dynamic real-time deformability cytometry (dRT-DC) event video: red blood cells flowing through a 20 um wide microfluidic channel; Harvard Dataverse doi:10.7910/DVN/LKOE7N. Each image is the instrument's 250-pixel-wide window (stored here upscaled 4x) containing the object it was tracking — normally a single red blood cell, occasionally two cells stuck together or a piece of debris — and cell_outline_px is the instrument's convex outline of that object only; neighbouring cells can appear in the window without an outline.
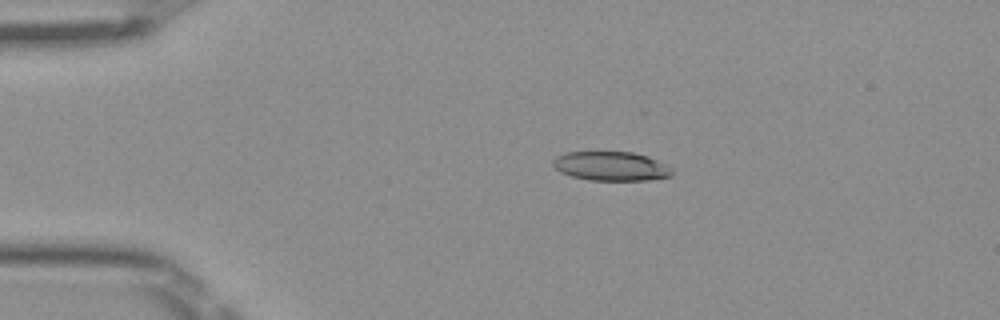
{"species": "Egyptian fruit bat (a non-hibernating species)", "species_latin": "Rousettus aegyptiacus", "temperature_condition": "room temperature", "stored_images_in_passage": 41, "camera_frame_rate_fps": 3000, "um_per_image_px": 0.085, "frame": {"image": 1, "passage_image": 1, "time_ms": 0.0, "image_size_px": [1000, 320], "cell_outline_px": [[672, 172], [668, 176], [648, 180], [588, 180], [572, 176], [560, 172], [552, 164], [552, 160], [556, 156], [568, 152], [632, 152], [648, 156], [672, 168]], "centroid_in_image_um": [51.9, 14.12], "position_along_channel_um": 33.1, "area_um2": 20.06}}
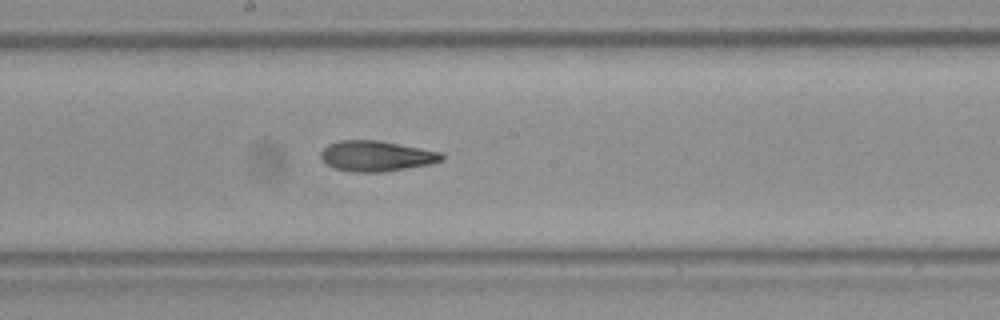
{"frame": {"image": 2, "passage_image": 18, "time_ms": 5.667, "image_size_px": [1000, 320], "cell_outline_px": [[444, 160], [432, 164], [384, 172], [352, 172], [332, 168], [320, 156], [320, 152], [328, 144], [340, 140], [380, 140], [440, 152], [444, 156]], "centroid_in_image_um": [31.99, 13.27], "position_along_channel_um": 216.2, "area_um2": 21.62}}
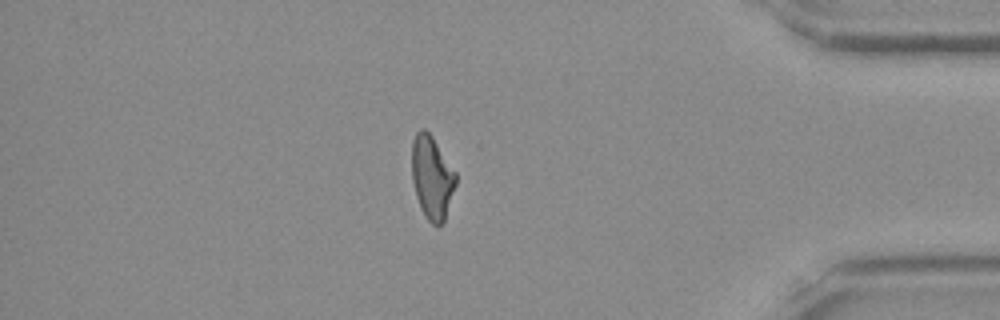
{"frame": {"image": 3, "passage_image": 34, "time_ms": 11.0, "image_size_px": [1000, 320], "cell_outline_px": [[456, 184], [444, 220], [440, 224], [432, 224], [424, 216], [420, 208], [416, 196], [412, 180], [412, 140], [416, 132], [420, 128], [424, 128], [432, 136], [456, 172]], "centroid_in_image_um": [36.7, 15.06], "position_along_channel_um": 398.5, "area_um2": 21.27}, "authors_computed_cell_mechanics": {"area_um2": 21.6172, "velocity_mm_per_s": 4.0578, "shape_relaxation_time_tau1_ms": 5.3809, "shape_relaxation_time_tau2_ms": 3.0751, "deformation_change_tau1": 0.1989, "deformation_change_tau2": 0.1172}}